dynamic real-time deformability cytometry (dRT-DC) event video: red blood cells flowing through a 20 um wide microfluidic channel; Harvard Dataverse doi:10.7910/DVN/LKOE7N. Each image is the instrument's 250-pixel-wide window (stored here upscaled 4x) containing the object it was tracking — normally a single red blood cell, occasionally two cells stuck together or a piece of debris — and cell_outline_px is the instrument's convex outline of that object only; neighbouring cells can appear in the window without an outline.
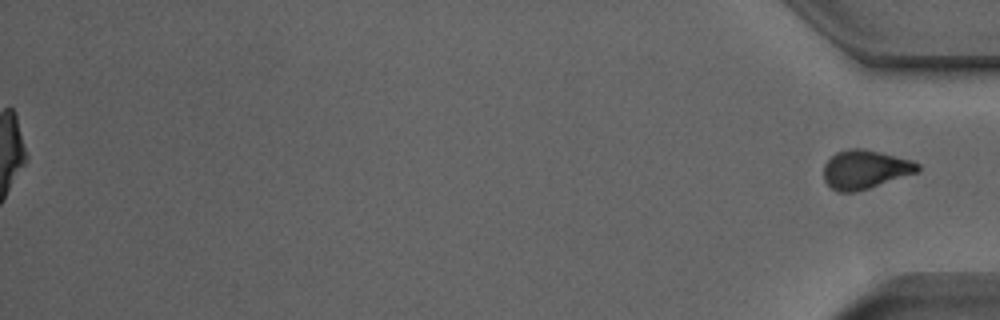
{"species": "Egyptian fruit bat (a non-hibernating species)", "species_latin": "Rousettus aegyptiacus", "temperature_condition": "room temperature", "stored_images_in_passage": 49, "segment_of_instrument_passage": [2, 2], "camera_frame_rate_fps": 3000, "um_per_image_px": 0.085, "animal": {"sex": "male"}, "frame": {"image": 1, "passage_image": 49, "time_ms": 16.0, "image_size_px": [1000, 320], "cell_outline_px": [[920, 172], [856, 192], [840, 192], [832, 188], [824, 180], [824, 164], [836, 152], [848, 148], [860, 148], [880, 152], [912, 160], [920, 164]], "centroid_in_image_um": [73.56, 14.4], "position_along_channel_um": 361.6, "area_um2": 21.33}}